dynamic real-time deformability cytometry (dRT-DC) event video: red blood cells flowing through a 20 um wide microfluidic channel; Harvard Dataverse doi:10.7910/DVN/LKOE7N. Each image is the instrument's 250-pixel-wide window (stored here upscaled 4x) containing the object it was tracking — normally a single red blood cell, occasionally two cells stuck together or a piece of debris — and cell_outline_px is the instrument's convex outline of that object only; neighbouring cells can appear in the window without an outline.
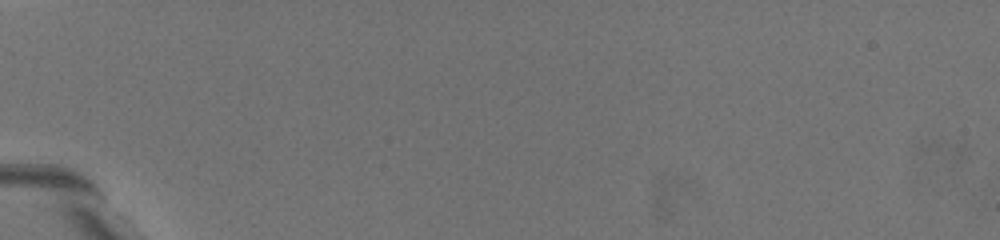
{"species": "common noctule bat (a hibernating species)", "species_latin": "Nyctalus noctula", "temperature_condition": "warm", "stored_images_in_passage": 2, "camera_frame_rate_fps": 3000, "um_per_image_px": 0.085, "animal": {"sex": "female", "body_mass_g": 19.5, "forearm_length_mm": 54.1}, "frame": {"image": 1, "passage_image": 1, "time_ms": 0.0, "image_size_px": [1000, 240], "cell_outline_px": [[176, 208], [172, 208], [160, 200], [120, 168], [104, 144], [124, 144], [132, 148], [164, 176], [168, 180]], "centroid_in_image_um": [12.09, 14.64], "position_along_channel_um": 72.9, "area_um2": 11.85}}